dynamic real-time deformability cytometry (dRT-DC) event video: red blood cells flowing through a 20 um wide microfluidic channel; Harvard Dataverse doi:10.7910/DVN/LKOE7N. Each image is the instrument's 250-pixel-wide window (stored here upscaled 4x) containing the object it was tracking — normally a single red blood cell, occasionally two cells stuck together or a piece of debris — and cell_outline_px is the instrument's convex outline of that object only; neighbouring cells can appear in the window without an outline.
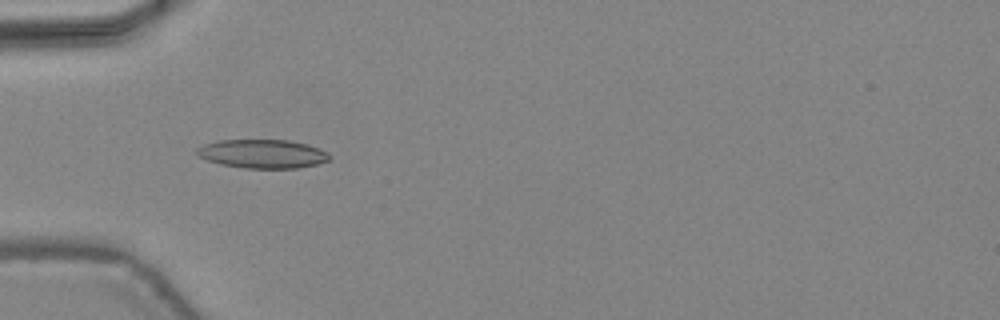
{"species": "common noctule bat (a hibernating species)", "species_latin": "Nyctalus noctula", "temperature_condition": "warm", "stored_images_in_passage": 43, "camera_frame_rate_fps": 3000, "um_per_image_px": 0.085, "animal": {"sex": "female", "body_mass_g": 24.6, "forearm_length_mm": 56.2}, "frame": {"image": 1, "passage_image": 12, "time_ms": 3.667, "image_size_px": [1000, 320], "cell_outline_px": [[332, 156], [328, 160], [316, 164], [296, 168], [244, 168], [220, 164], [208, 160], [200, 156], [196, 152], [196, 148], [204, 144], [220, 140], [288, 140], [308, 144], [320, 148], [328, 152]], "centroid_in_image_um": [22.34, 13.07], "position_along_channel_um": 62.7, "area_um2": 22.2}}
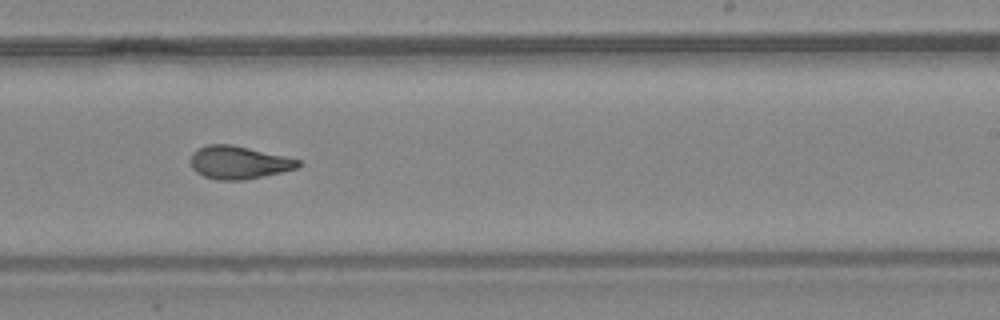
{"frame": {"image": 2, "passage_image": 26, "time_ms": 8.333, "image_size_px": [1000, 320], "cell_outline_px": [[304, 164], [296, 168], [264, 176], [244, 180], [216, 180], [204, 176], [196, 172], [192, 168], [188, 160], [192, 152], [196, 148], [208, 144], [232, 144], [284, 156], [300, 160]], "centroid_in_image_um": [20.24, 13.8], "position_along_channel_um": 268.8, "area_um2": 20.87}}
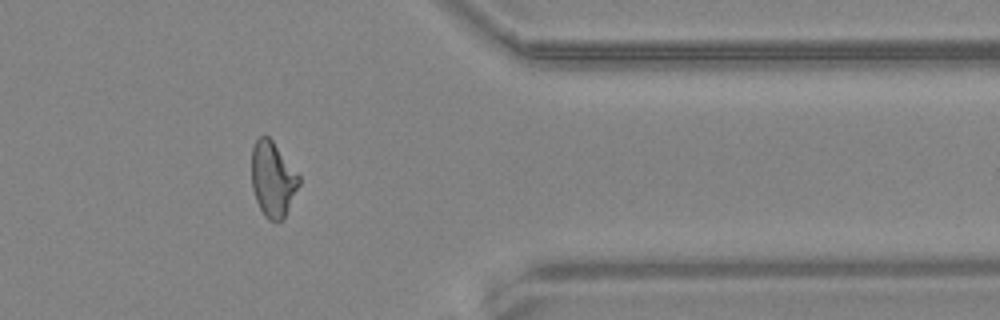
{"frame": {"image": 3, "passage_image": 35, "time_ms": 11.333, "image_size_px": [1000, 320], "cell_outline_px": [[300, 184], [284, 216], [280, 220], [268, 220], [264, 216], [256, 200], [252, 188], [252, 148], [256, 140], [260, 136], [268, 136], [272, 140], [300, 176]], "centroid_in_image_um": [23.18, 15.22], "position_along_channel_um": 388.2, "area_um2": 20.46}, "authors_computed_cell_mechanics": {"area_um2": 20.9814, "velocity_mm_per_s": 4.4685, "shape_relaxation_time_tau1_ms": 10.3724, "shape_relaxation_time_tau2_ms": 1.5309, "deformation_change_tau1": 0.2863, "deformation_change_tau2": 0.0791}}